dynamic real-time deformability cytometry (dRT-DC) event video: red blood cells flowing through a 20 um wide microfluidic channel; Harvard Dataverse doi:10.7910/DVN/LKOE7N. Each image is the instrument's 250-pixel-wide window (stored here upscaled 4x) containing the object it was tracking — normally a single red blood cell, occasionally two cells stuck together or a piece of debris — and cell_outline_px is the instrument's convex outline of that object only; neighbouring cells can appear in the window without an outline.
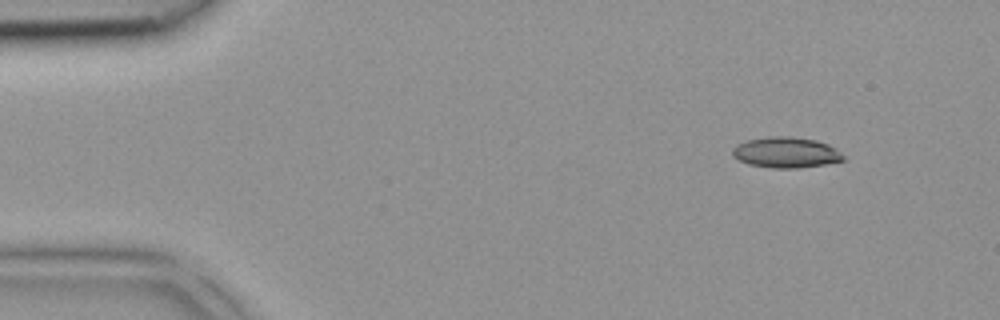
{"species": "common noctule bat (a hibernating species)", "species_latin": "Nyctalus noctula", "temperature_condition": "room temperature", "stored_images_in_passage": 3, "camera_frame_rate_fps": 3000, "um_per_image_px": 0.085, "animal": {"sex": "female", "body_mass_g": 18.4}, "frame": {"image": 1, "passage_image": 1, "time_ms": 0.0, "image_size_px": [1000, 320], "cell_outline_px": [[844, 160], [824, 164], [796, 168], [772, 168], [748, 164], [732, 156], [732, 148], [736, 144], [748, 140], [768, 136], [788, 136], [816, 140], [828, 144], [836, 148], [844, 156]], "centroid_in_image_um": [66.79, 12.95], "position_along_channel_um": 18.2, "area_um2": 19.83}}
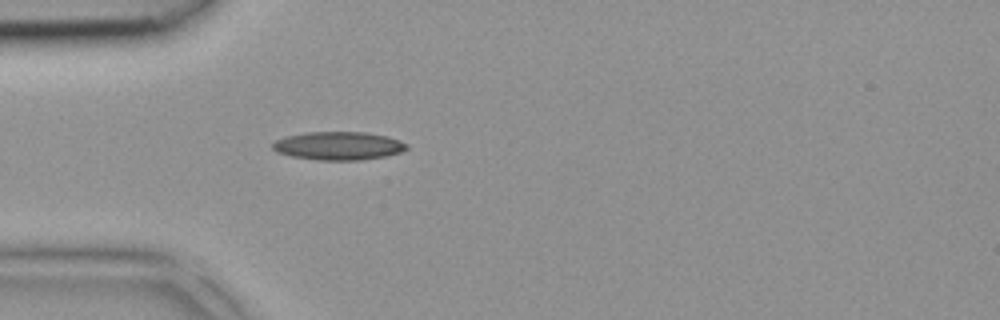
{"frame": {"image": 2, "passage_image": 3, "time_ms": 0.667, "image_size_px": [1000, 320], "cell_outline_px": [[408, 148], [400, 152], [384, 156], [360, 160], [320, 160], [292, 156], [276, 152], [272, 148], [272, 144], [276, 140], [288, 136], [308, 132], [364, 132], [388, 136], [400, 140], [408, 144]], "centroid_in_image_um": [28.79, 12.39], "position_along_channel_um": 56.2, "area_um2": 21.96}}